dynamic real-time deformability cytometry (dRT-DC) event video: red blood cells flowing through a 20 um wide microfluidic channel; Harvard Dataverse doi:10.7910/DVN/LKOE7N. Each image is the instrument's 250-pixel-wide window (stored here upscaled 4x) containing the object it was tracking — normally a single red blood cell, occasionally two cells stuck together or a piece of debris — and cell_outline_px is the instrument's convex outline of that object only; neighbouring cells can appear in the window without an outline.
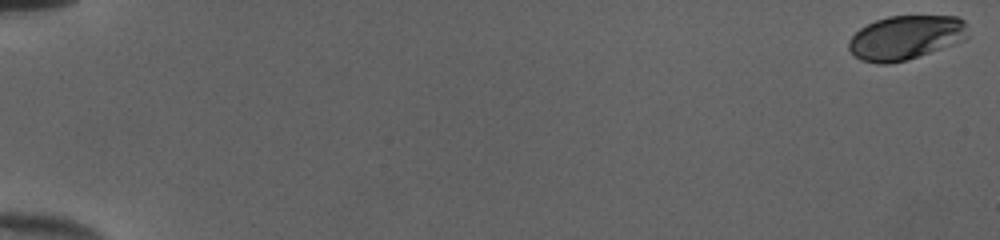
{"species": "human", "species_latin": "Homo sapiens", "temperature_condition": "cold", "stored_images_in_passage": 53, "camera_frame_rate_fps": 3000, "um_per_image_px": 0.085, "donor": {"sex": "female"}, "frame": {"image": 1, "passage_image": 1, "time_ms": 0.0, "image_size_px": [1000, 240], "cell_outline_px": [[968, 36], [964, 40], [904, 60], [888, 64], [876, 64], [860, 60], [848, 48], [848, 40], [860, 28], [876, 20], [888, 16], [956, 16], [964, 20]], "centroid_in_image_um": [76.95, 3.18], "position_along_channel_um": 8.1, "area_um2": 30.35}}
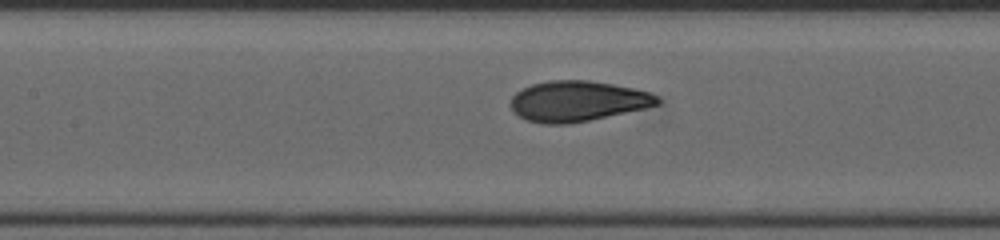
{"frame": {"image": 2, "passage_image": 27, "time_ms": 8.667, "image_size_px": [1000, 240], "cell_outline_px": [[660, 104], [644, 108], [588, 120], [568, 124], [544, 124], [524, 120], [512, 108], [512, 96], [516, 92], [532, 84], [548, 80], [588, 80], [636, 88], [648, 92], [656, 96], [660, 100]], "centroid_in_image_um": [49.09, 8.59], "position_along_channel_um": 158.3, "area_um2": 34.33}}
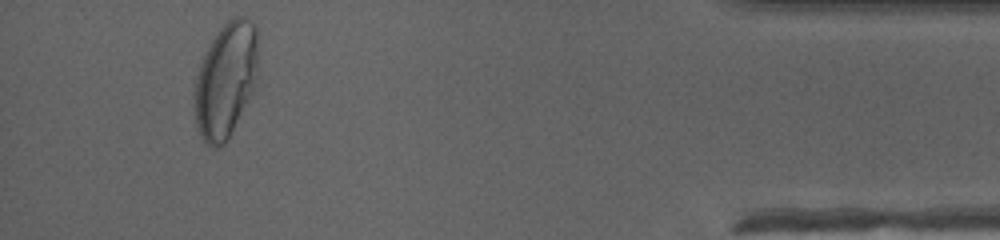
{"frame": {"image": 3, "passage_image": 50, "time_ms": 16.333, "image_size_px": [1000, 240], "cell_outline_px": [[256, 88], [224, 144], [220, 148], [216, 148], [208, 144], [200, 136], [196, 128], [192, 104], [192, 92], [196, 76], [200, 64], [216, 32], [232, 16], [244, 16], [252, 20], [256, 28]], "centroid_in_image_um": [19.15, 6.83], "position_along_channel_um": 416.1, "area_um2": 43.12}, "authors_computed_cell_mechanics": {"area_um2": 33.813, "velocity_mm_per_s": 4.0286, "shape_relaxation_time_tau1_ms": 4.3188, "shape_relaxation_time_tau2_ms": null, "deformation_change_tau1": 0.1869, "deformation_change_tau2": null}}